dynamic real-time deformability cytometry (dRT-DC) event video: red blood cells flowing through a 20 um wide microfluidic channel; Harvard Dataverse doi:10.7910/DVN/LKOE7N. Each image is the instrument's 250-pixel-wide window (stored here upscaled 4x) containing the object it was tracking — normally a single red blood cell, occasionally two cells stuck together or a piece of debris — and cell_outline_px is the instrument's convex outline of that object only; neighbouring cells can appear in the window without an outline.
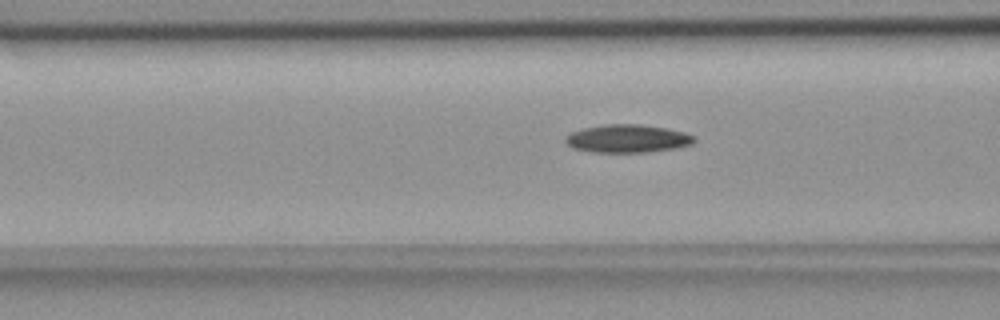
{"species": "common noctule bat (a hibernating species)", "species_latin": "Nyctalus noctula", "temperature_condition": "room temperature", "stored_images_in_passage": 52, "camera_frame_rate_fps": 3000, "um_per_image_px": 0.085, "animal": {"sex": "female", "body_mass_g": 18.4}, "frame": {"image": 1, "passage_image": 21, "time_ms": 6.667, "image_size_px": [1000, 320], "cell_outline_px": [[696, 140], [692, 144], [676, 148], [648, 152], [592, 152], [572, 148], [564, 140], [564, 136], [572, 132], [584, 128], [604, 124], [640, 124], [668, 128], [684, 132], [696, 136]], "centroid_in_image_um": [53.35, 11.78], "position_along_channel_um": 113.2, "area_um2": 21.21}}
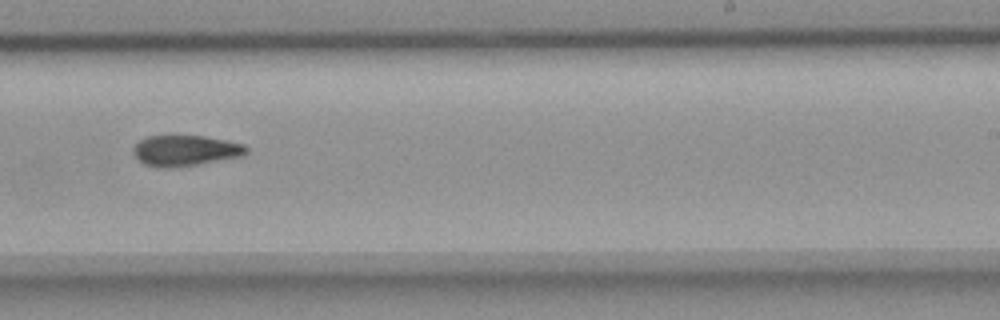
{"frame": {"image": 2, "passage_image": 34, "time_ms": 11.0, "image_size_px": [1000, 320], "cell_outline_px": [[248, 152], [244, 156], [196, 164], [168, 168], [156, 168], [144, 164], [132, 152], [132, 148], [140, 140], [148, 136], [204, 136], [244, 144], [248, 148]], "centroid_in_image_um": [15.75, 12.8], "position_along_channel_um": 273.2, "area_um2": 20.17}}
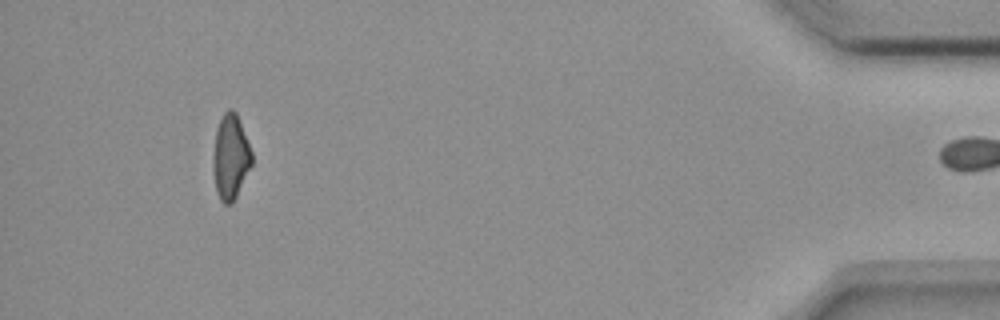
{"frame": {"image": 3, "passage_image": 51, "time_ms": 16.667, "image_size_px": [1000, 320], "cell_outline_px": [[252, 164], [232, 204], [224, 204], [220, 200], [216, 192], [212, 168], [212, 160], [216, 128], [224, 112], [228, 108], [232, 108], [236, 112], [252, 152]], "centroid_in_image_um": [19.57, 13.34], "position_along_channel_um": 415.6, "area_um2": 19.25}, "authors_computed_cell_mechanics": {"area_um2": 20.1722, "velocity_mm_per_s": 3.7047, "shape_relaxation_time_tau1_ms": null, "shape_relaxation_time_tau2_ms": 8.2658, "deformation_change_tau1": null, "deformation_change_tau2": 0.1676}}